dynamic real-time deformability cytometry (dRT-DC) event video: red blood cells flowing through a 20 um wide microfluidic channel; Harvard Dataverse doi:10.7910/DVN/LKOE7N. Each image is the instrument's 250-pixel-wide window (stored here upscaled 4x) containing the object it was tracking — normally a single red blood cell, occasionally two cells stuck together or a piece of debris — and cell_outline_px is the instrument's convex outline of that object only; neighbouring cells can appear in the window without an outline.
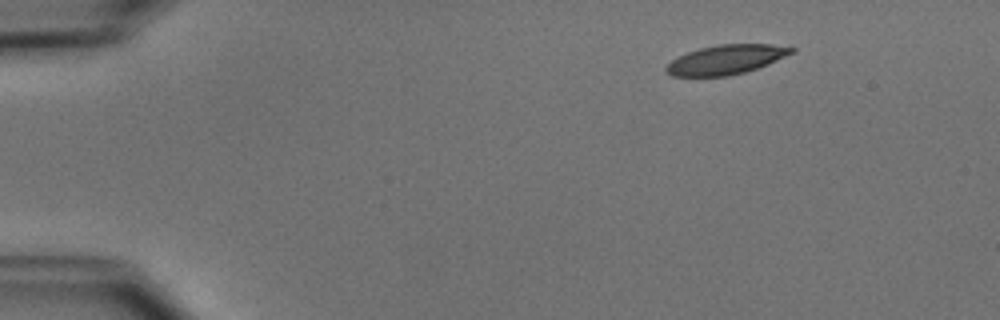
{"species": "common noctule bat (a hibernating species)", "species_latin": "Nyctalus noctula", "temperature_condition": "cold", "stored_images_in_passage": 9, "camera_frame_rate_fps": 3000, "um_per_image_px": 0.085, "animal": {"sex": "male", "body_mass_g": 15.6}, "frame": {"image": 1, "passage_image": 1, "time_ms": 0.0, "image_size_px": [1000, 320], "cell_outline_px": [[796, 52], [768, 64], [744, 72], [728, 76], [672, 76], [664, 68], [672, 60], [688, 52], [700, 48], [716, 44], [772, 44], [796, 48]], "centroid_in_image_um": [61.76, 5.05], "position_along_channel_um": 23.2, "area_um2": 21.39}}